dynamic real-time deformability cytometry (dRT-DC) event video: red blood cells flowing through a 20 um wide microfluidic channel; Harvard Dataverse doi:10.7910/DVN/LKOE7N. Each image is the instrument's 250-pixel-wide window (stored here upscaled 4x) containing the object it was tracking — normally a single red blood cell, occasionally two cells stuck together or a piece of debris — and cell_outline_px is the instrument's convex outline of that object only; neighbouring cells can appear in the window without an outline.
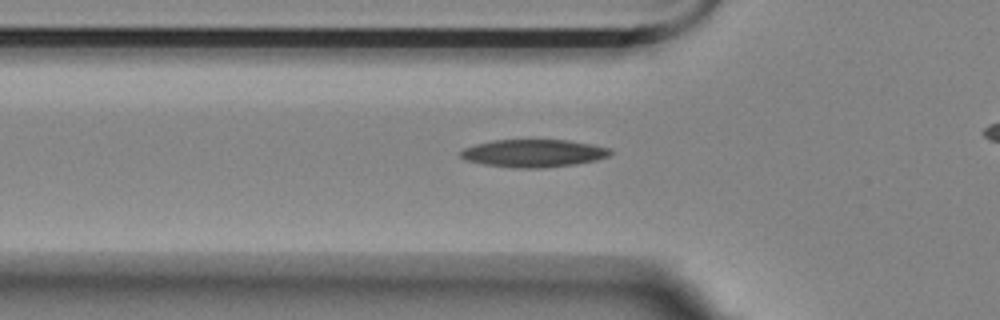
{"species": "Egyptian fruit bat (a non-hibernating species)", "species_latin": "Rousettus aegyptiacus", "temperature_condition": "room temperature", "stored_images_in_passage": 47, "camera_frame_rate_fps": 3000, "um_per_image_px": 0.085, "animal": {"sex": "female"}, "frame": {"image": 1, "passage_image": 17, "time_ms": 5.333, "image_size_px": [1000, 320], "cell_outline_px": [[612, 152], [608, 156], [596, 160], [576, 164], [544, 168], [512, 168], [484, 164], [464, 160], [460, 156], [460, 152], [464, 148], [476, 144], [492, 140], [568, 140], [592, 144], [612, 148]], "centroid_in_image_um": [45.36, 13.03], "position_along_channel_um": 80.4, "area_um2": 24.33}}
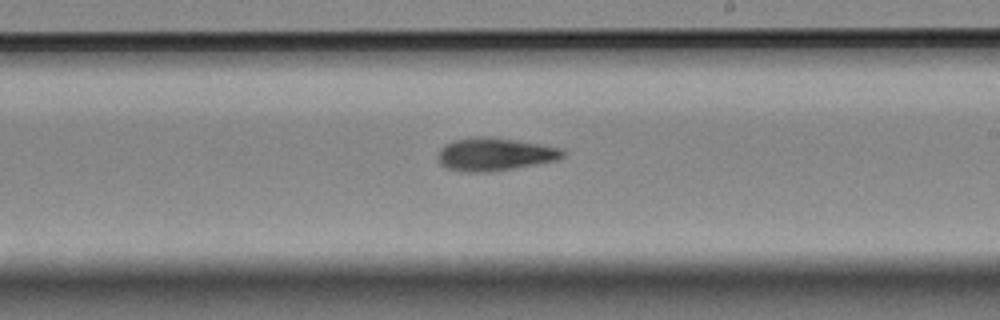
{"frame": {"image": 2, "passage_image": 31, "time_ms": 10.0, "image_size_px": [1000, 320], "cell_outline_px": [[568, 152], [564, 156], [556, 160], [536, 164], [488, 172], [460, 172], [444, 168], [436, 160], [436, 156], [440, 148], [444, 144], [452, 140], [472, 136], [484, 136], [516, 140], [564, 148]], "centroid_in_image_um": [41.99, 13.11], "position_along_channel_um": 247.0, "area_um2": 24.45}}
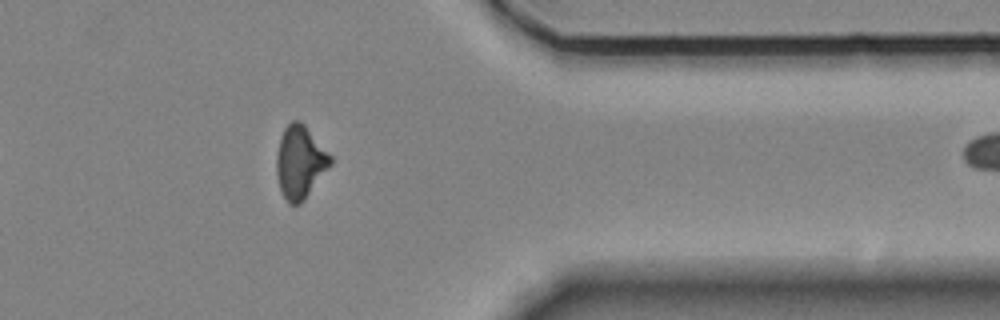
{"frame": {"image": 3, "passage_image": 44, "time_ms": 14.333, "image_size_px": [1000, 320], "cell_outline_px": [[332, 164], [304, 200], [300, 204], [288, 204], [280, 188], [276, 176], [276, 156], [280, 136], [284, 128], [292, 120], [300, 120], [304, 124], [332, 156]], "centroid_in_image_um": [25.5, 13.77], "position_along_channel_um": 385.9, "area_um2": 22.95}}